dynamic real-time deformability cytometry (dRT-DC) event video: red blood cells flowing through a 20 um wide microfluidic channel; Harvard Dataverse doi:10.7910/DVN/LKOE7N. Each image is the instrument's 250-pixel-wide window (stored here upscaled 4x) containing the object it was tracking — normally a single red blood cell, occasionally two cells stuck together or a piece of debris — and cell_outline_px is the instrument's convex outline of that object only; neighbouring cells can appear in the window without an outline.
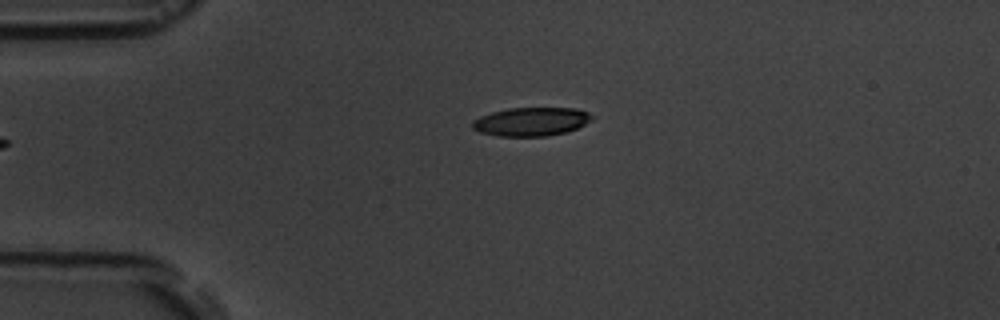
{"species": "common noctule bat (a hibernating species)", "species_latin": "Nyctalus noctula", "temperature_condition": "room temperature", "stored_images_in_passage": 3, "camera_frame_rate_fps": 3000, "um_per_image_px": 0.085, "animal": {"sex": "male", "body_mass_g": 19.5, "forearm_length_mm": 54.6}, "frame": {"image": 1, "passage_image": 3, "time_ms": 3.0, "image_size_px": [1000, 320], "cell_outline_px": [[596, 116], [592, 120], [576, 128], [564, 132], [548, 136], [496, 136], [480, 132], [472, 128], [472, 120], [480, 116], [492, 112], [508, 108], [576, 108], [588, 112]], "centroid_in_image_um": [45.15, 10.33], "position_along_channel_um": 39.9, "area_um2": 20.0}}